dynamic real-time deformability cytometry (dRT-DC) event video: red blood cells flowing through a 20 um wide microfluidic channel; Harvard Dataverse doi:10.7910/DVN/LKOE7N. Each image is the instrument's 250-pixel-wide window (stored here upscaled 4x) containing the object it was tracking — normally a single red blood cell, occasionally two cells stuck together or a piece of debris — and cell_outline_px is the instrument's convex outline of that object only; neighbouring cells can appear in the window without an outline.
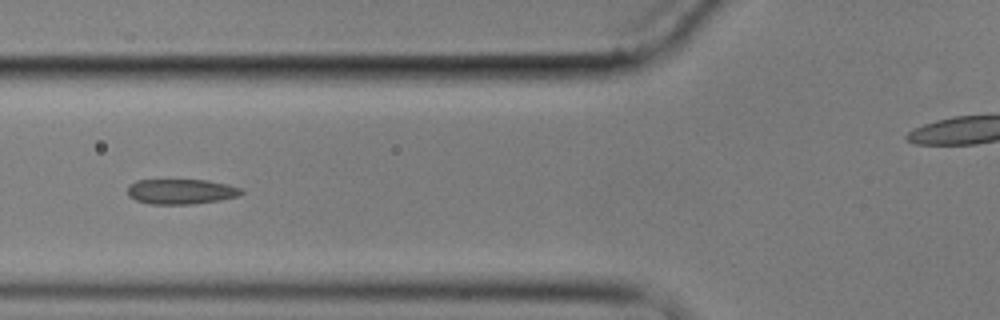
{"species": "common noctule bat (a hibernating species)", "species_latin": "Nyctalus noctula", "temperature_condition": "cold", "stored_images_in_passage": 10, "segment_of_instrument_passage": [1, 2], "camera_frame_rate_fps": 3000, "um_per_image_px": 0.085, "animal": {"sex": "male", "body_mass_g": 17.9}, "frame": {"image": 1, "passage_image": 5, "time_ms": 4.667, "image_size_px": [1000, 320], "cell_outline_px": [[244, 192], [240, 196], [220, 200], [192, 204], [148, 204], [136, 200], [128, 196], [128, 184], [136, 180], [208, 180], [228, 184], [240, 188]], "centroid_in_image_um": [15.39, 16.28], "position_along_channel_um": 110.4, "area_um2": 16.82}}
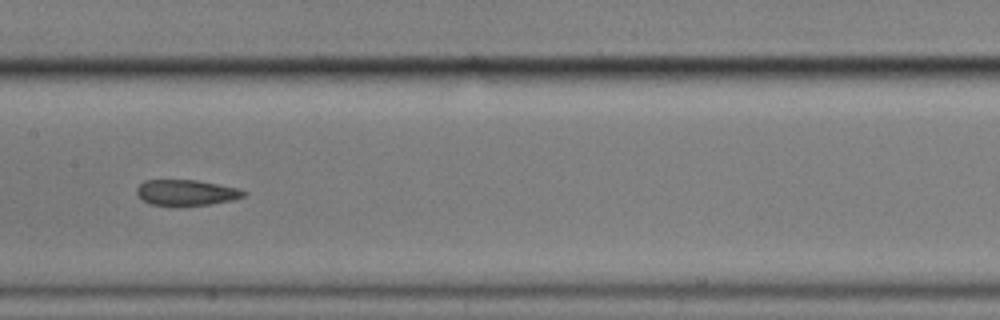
{"frame": {"image": 2, "passage_image": 7, "time_ms": 7.0, "image_size_px": [1000, 320], "cell_outline_px": [[248, 192], [244, 196], [232, 200], [208, 204], [176, 208], [152, 204], [144, 200], [136, 192], [136, 188], [144, 180], [196, 180], [236, 188]], "centroid_in_image_um": [15.8, 16.4], "position_along_channel_um": 191.6, "area_um2": 16.24}}
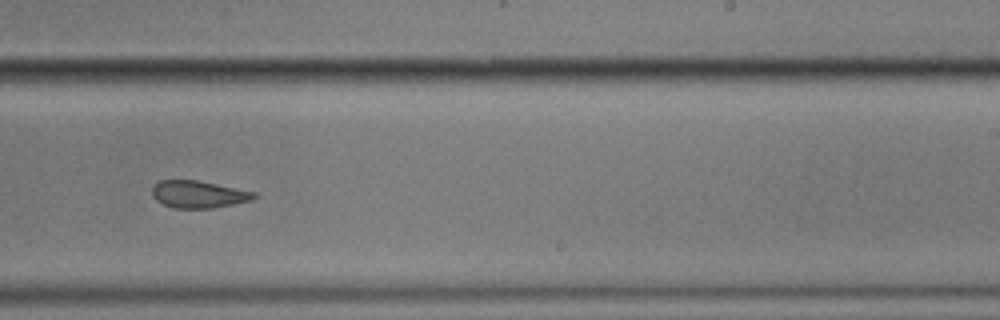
{"frame": {"image": 3, "passage_image": 9, "time_ms": 9.333, "image_size_px": [1000, 320], "cell_outline_px": [[256, 196], [252, 200], [212, 208], [172, 208], [156, 200], [152, 196], [152, 188], [160, 180], [200, 180], [256, 192]], "centroid_in_image_um": [16.87, 16.51], "position_along_channel_um": 272.1, "area_um2": 16.18}}